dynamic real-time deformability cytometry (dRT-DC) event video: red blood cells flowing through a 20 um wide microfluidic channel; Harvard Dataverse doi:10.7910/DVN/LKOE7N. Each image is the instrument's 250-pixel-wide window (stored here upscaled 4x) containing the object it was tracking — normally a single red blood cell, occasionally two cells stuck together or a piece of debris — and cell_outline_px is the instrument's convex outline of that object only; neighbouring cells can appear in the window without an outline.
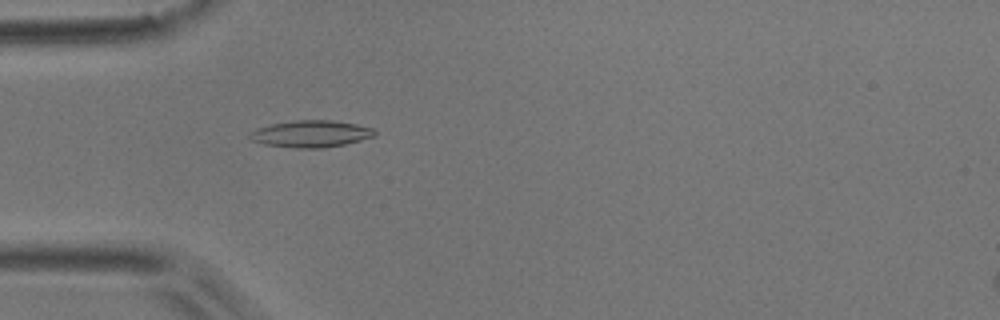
{"species": "common noctule bat (a hibernating species)", "species_latin": "Nyctalus noctula", "temperature_condition": "room temperature", "stored_images_in_passage": 51, "camera_frame_rate_fps": 3000, "um_per_image_px": 0.085, "animal": {"sex": "male", "body_mass_g": 17.9}, "frame": {"image": 1, "passage_image": 15, "time_ms": 4.667, "image_size_px": [1000, 320], "cell_outline_px": [[376, 136], [344, 144], [324, 148], [296, 148], [264, 144], [252, 140], [248, 136], [248, 132], [256, 128], [272, 124], [296, 120], [332, 120], [356, 124], [372, 128], [376, 132]], "centroid_in_image_um": [26.41, 11.37], "position_along_channel_um": 58.6, "area_um2": 19.54}}
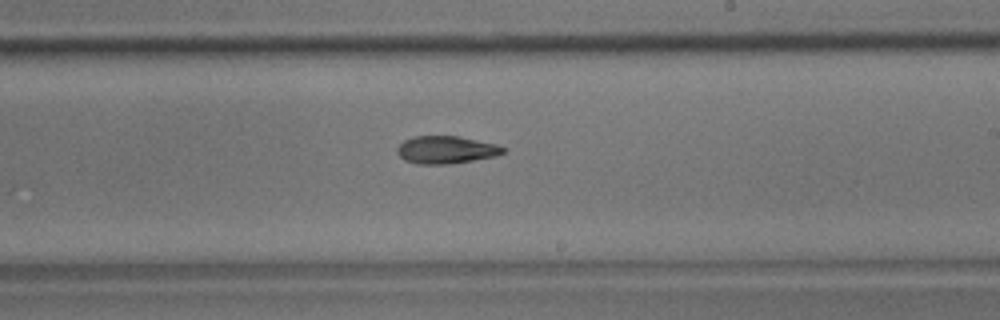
{"frame": {"image": 2, "passage_image": 30, "time_ms": 9.667, "image_size_px": [1000, 320], "cell_outline_px": [[504, 152], [496, 156], [448, 164], [416, 164], [404, 160], [396, 152], [396, 148], [404, 140], [412, 136], [460, 136], [496, 144], [504, 148]], "centroid_in_image_um": [37.87, 12.73], "position_along_channel_um": 251.1, "area_um2": 17.05}}
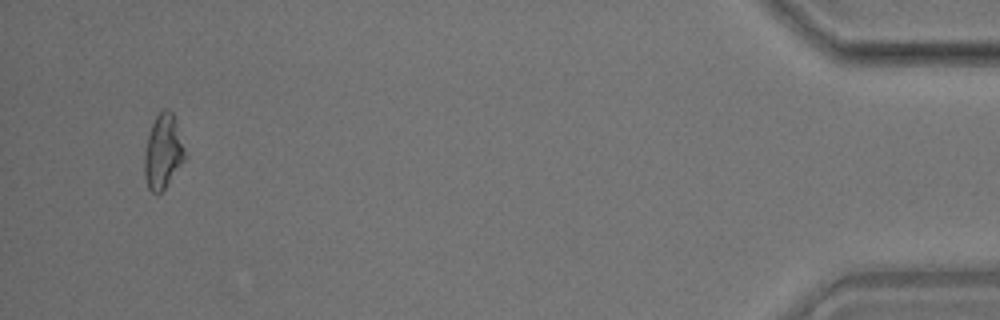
{"frame": {"image": 3, "passage_image": 49, "time_ms": 16.0, "image_size_px": [1000, 320], "cell_outline_px": [[188, 156], [168, 184], [160, 192], [152, 192], [148, 188], [144, 176], [144, 156], [148, 136], [152, 124], [156, 116], [164, 108], [168, 108], [172, 112], [176, 120]], "centroid_in_image_um": [13.89, 12.88], "position_along_channel_um": 421.3, "area_um2": 17.74}, "authors_computed_cell_mechanics": {"area_um2": 17.629, "velocity_mm_per_s": 3.9083, "shape_relaxation_time_tau1_ms": 9.4249, "shape_relaxation_time_tau2_ms": null, "deformation_change_tau1": 0.2071, "deformation_change_tau2": null}}